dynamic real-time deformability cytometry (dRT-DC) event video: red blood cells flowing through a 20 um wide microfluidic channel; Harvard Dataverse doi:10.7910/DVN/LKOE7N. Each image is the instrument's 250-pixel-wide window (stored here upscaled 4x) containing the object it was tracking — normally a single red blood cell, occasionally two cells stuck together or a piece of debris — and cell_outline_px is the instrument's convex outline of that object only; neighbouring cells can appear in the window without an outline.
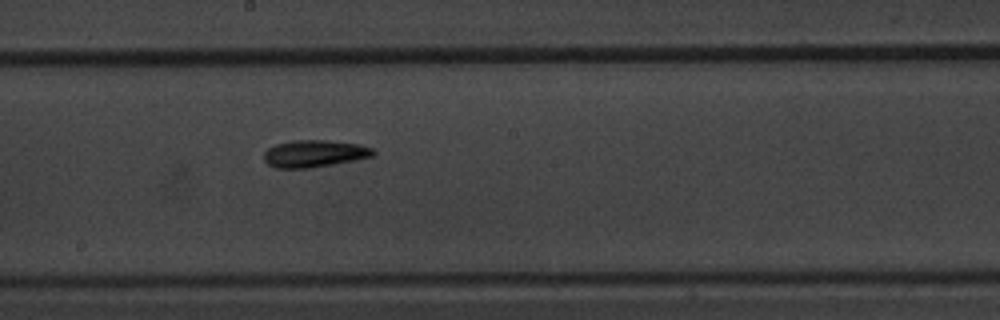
{"species": "common noctule bat (a hibernating species)", "species_latin": "Nyctalus noctula", "temperature_condition": "warm", "stored_images_in_passage": 6, "camera_frame_rate_fps": 3000, "um_per_image_px": 0.085, "animal": {"sex": "male", "body_mass_g": 20.1, "forearm_length_mm": 53.5}, "frame": {"image": 1, "passage_image": 6, "time_ms": 7.0, "image_size_px": [1000, 320], "cell_outline_px": [[376, 152], [372, 156], [356, 160], [312, 168], [276, 168], [268, 164], [264, 160], [264, 152], [268, 148], [276, 144], [292, 140], [328, 140], [360, 144], [372, 148]], "centroid_in_image_um": [26.72, 13.05], "position_along_channel_um": 221.5, "area_um2": 17.4}}